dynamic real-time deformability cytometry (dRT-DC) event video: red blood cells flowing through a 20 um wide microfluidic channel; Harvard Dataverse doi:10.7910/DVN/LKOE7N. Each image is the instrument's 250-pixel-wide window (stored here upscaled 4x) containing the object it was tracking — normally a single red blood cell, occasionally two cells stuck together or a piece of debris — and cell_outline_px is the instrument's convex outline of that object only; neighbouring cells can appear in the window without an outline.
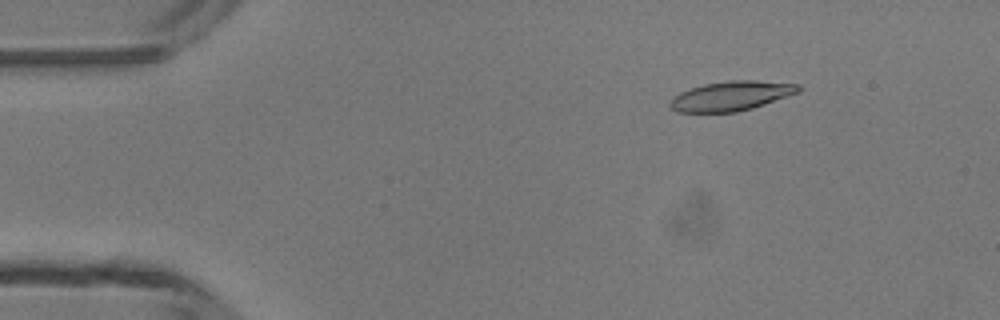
{"species": "common noctule bat (a hibernating species)", "species_latin": "Nyctalus noctula", "temperature_condition": "room temperature", "stored_images_in_passage": 4, "camera_frame_rate_fps": 3000, "um_per_image_px": 0.085, "animal": {"sex": "male", "body_mass_g": 13.3}, "frame": {"image": 1, "passage_image": 2, "time_ms": 1.333, "image_size_px": [1000, 320], "cell_outline_px": [[804, 88], [800, 92], [752, 108], [736, 112], [676, 112], [668, 104], [672, 96], [680, 92], [704, 84], [728, 80], [756, 80], [800, 84]], "centroid_in_image_um": [62.17, 8.14], "position_along_channel_um": 22.8, "area_um2": 22.25}}